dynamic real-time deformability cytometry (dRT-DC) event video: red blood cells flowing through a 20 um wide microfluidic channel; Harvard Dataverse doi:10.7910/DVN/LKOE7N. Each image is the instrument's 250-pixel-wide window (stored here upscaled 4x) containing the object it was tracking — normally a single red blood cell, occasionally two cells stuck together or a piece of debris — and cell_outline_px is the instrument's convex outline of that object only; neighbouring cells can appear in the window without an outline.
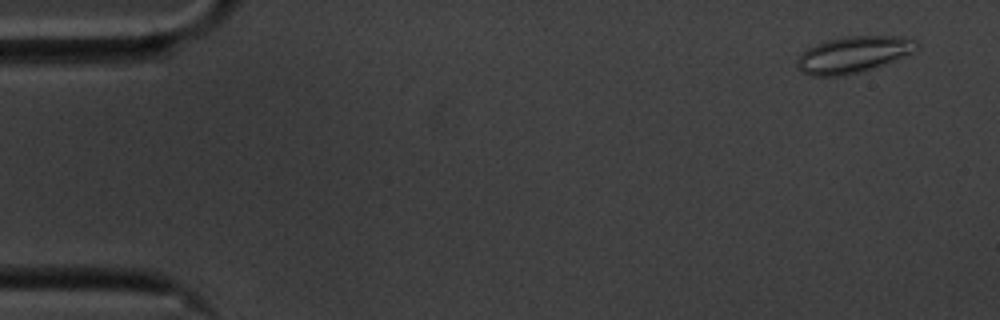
{"species": "common noctule bat (a hibernating species)", "species_latin": "Nyctalus noctula", "temperature_condition": "cold", "stored_images_in_passage": 56, "camera_frame_rate_fps": 3000, "um_per_image_px": 0.085, "animal": {"sex": "male", "body_mass_g": 20.1, "forearm_length_mm": 53.5}, "frame": {"image": 1, "passage_image": 2, "time_ms": 0.333, "image_size_px": [1000, 320], "cell_outline_px": [[920, 44], [912, 52], [872, 68], [844, 76], [812, 76], [800, 72], [796, 64], [796, 60], [804, 48], [824, 40], [848, 36], [904, 36], [916, 40]], "centroid_in_image_um": [72.45, 4.62], "position_along_channel_um": 12.6, "area_um2": 25.49}}
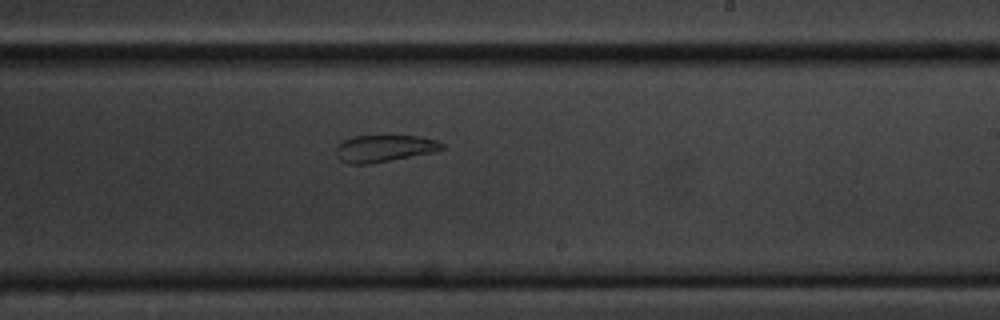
{"frame": {"image": 2, "passage_image": 33, "time_ms": 10.667, "image_size_px": [1000, 320], "cell_outline_px": [[444, 148], [432, 152], [372, 164], [348, 164], [340, 160], [336, 152], [336, 144], [352, 136], [420, 136], [436, 140], [444, 144]], "centroid_in_image_um": [32.63, 12.62], "position_along_channel_um": 256.4, "area_um2": 16.65}}
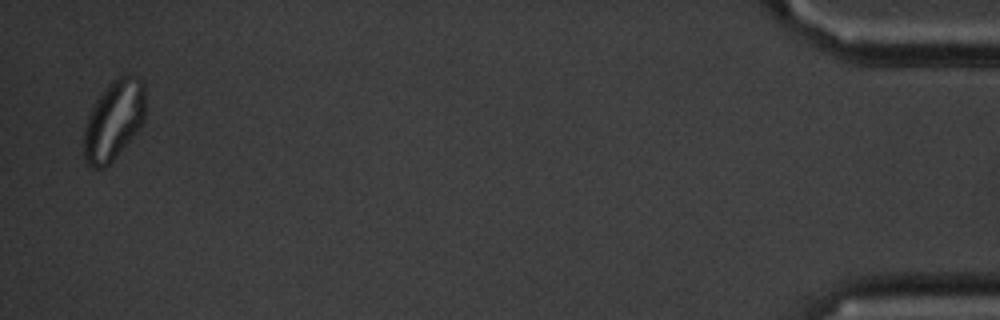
{"frame": {"image": 3, "passage_image": 55, "time_ms": 18.0, "image_size_px": [1000, 320], "cell_outline_px": [[144, 120], [140, 128], [116, 156], [104, 168], [92, 168], [84, 160], [84, 128], [88, 116], [96, 100], [108, 84], [112, 80], [120, 76], [136, 76], [144, 80]], "centroid_in_image_um": [9.67, 10.22], "position_along_channel_um": 425.5, "area_um2": 28.38}, "authors_computed_cell_mechanics": {"area_um2": 22.253, "velocity_mm_per_s": 3.4825, "shape_relaxation_time_tau1_ms": null, "shape_relaxation_time_tau2_ms": 1.2985, "deformation_change_tau1": null, "deformation_change_tau2": 0.0756}}